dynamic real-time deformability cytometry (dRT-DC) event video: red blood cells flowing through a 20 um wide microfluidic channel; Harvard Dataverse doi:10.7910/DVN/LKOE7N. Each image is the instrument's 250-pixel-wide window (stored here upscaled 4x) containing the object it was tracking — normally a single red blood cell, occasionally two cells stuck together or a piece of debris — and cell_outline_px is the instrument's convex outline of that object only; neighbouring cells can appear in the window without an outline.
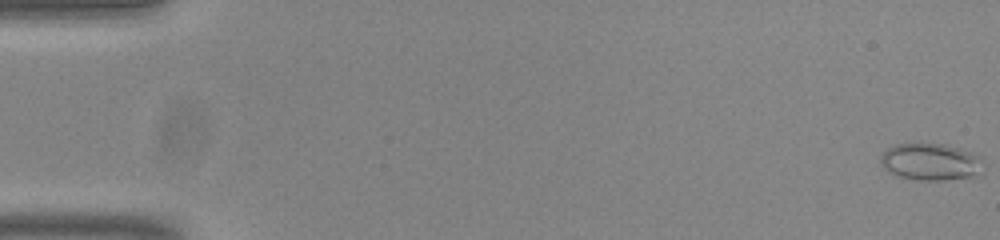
{"species": "common noctule bat (a hibernating species)", "species_latin": "Nyctalus noctula", "temperature_condition": "room temperature", "stored_images_in_passage": 54, "camera_frame_rate_fps": 3000, "um_per_image_px": 0.085, "animal": {"sex": "male", "body_mass_g": 20.0, "forearm_length_mm": 53.3}, "frame": {"image": 1, "passage_image": 1, "time_ms": 0.0, "image_size_px": [1000, 240], "cell_outline_px": [[976, 172], [972, 176], [940, 180], [916, 180], [900, 176], [888, 172], [880, 164], [880, 156], [888, 148], [896, 144], [944, 144], [972, 152], [976, 156]], "centroid_in_image_um": [78.94, 13.75], "position_along_channel_um": 6.1, "area_um2": 21.21}}
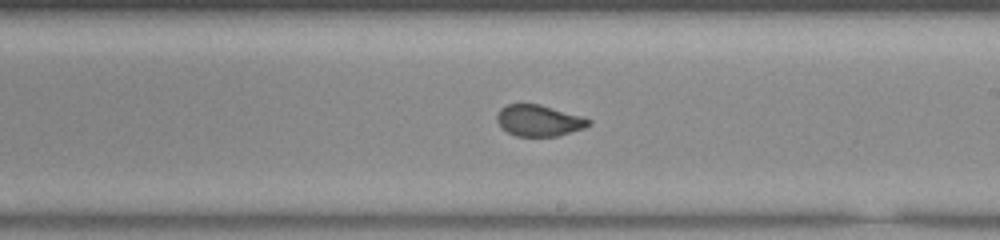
{"frame": {"image": 2, "passage_image": 32, "time_ms": 10.333, "image_size_px": [1000, 240], "cell_outline_px": [[592, 124], [584, 128], [556, 136], [516, 136], [508, 132], [496, 120], [496, 116], [500, 108], [508, 104], [540, 104], [584, 116], [592, 120]], "centroid_in_image_um": [45.85, 10.23], "position_along_channel_um": 243.2, "area_um2": 16.76}}
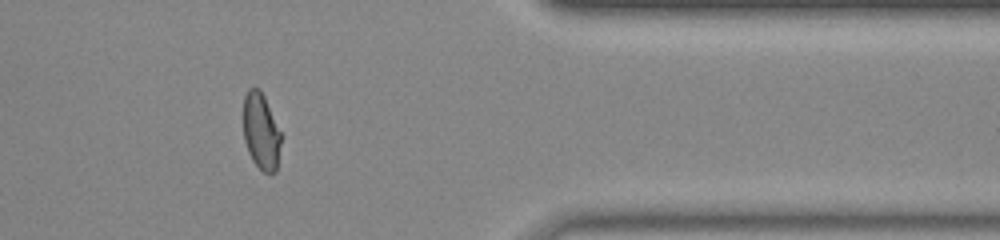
{"frame": {"image": 3, "passage_image": 45, "time_ms": 14.667, "image_size_px": [1000, 240], "cell_outline_px": [[280, 144], [276, 172], [264, 172], [252, 160], [248, 152], [244, 140], [244, 96], [248, 88], [260, 88], [264, 96], [280, 132]], "centroid_in_image_um": [22.17, 11.15], "position_along_channel_um": 389.2, "area_um2": 16.47}, "authors_computed_cell_mechanics": {"area_um2": 17.8024, "velocity_mm_per_s": 3.8239, "shape_relaxation_time_tau1_ms": 9.9459, "shape_relaxation_time_tau2_ms": null, "deformation_change_tau1": 0.2123, "deformation_change_tau2": null}}